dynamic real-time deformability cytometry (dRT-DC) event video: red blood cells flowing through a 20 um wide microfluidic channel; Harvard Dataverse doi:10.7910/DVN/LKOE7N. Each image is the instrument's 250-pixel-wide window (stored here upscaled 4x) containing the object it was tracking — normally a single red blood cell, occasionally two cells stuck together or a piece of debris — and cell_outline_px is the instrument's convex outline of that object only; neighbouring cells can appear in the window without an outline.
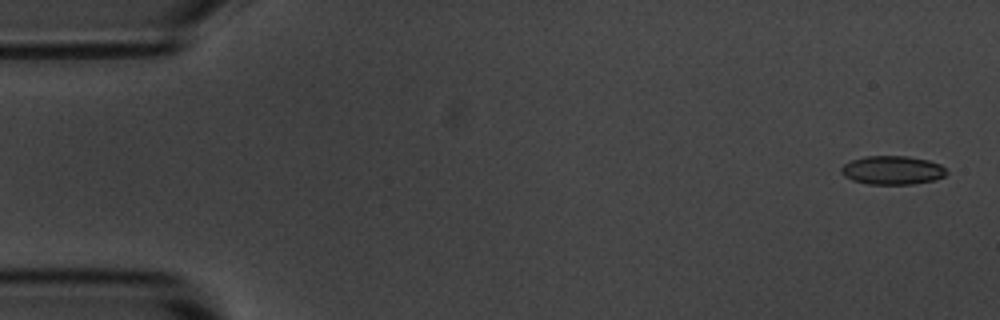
{"species": "common noctule bat (a hibernating species)", "species_latin": "Nyctalus noctula", "temperature_condition": "room temperature", "stored_images_in_passage": 6, "segment_of_instrument_passage": [1, 2], "camera_frame_rate_fps": 3000, "um_per_image_px": 0.085, "animal": {"sex": "male", "body_mass_g": 20.1, "forearm_length_mm": 53.5}, "frame": {"image": 1, "passage_image": 1, "time_ms": 0.0, "image_size_px": [1000, 320], "cell_outline_px": [[948, 172], [944, 176], [932, 180], [912, 184], [868, 184], [852, 180], [844, 176], [840, 172], [840, 168], [844, 164], [852, 160], [864, 156], [908, 156], [928, 160], [940, 164]], "centroid_in_image_um": [75.83, 14.46], "position_along_channel_um": 9.2, "area_um2": 17.57}}
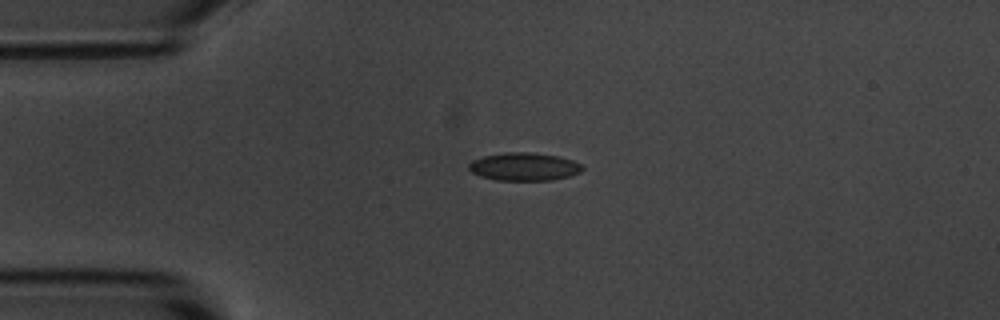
{"frame": {"image": 2, "passage_image": 4, "time_ms": 3.667, "image_size_px": [1000, 320], "cell_outline_px": [[584, 168], [580, 172], [568, 176], [552, 180], [496, 180], [480, 176], [472, 172], [468, 168], [468, 164], [472, 160], [484, 156], [508, 152], [528, 152], [560, 156], [572, 160], [580, 164]], "centroid_in_image_um": [44.54, 14.16], "position_along_channel_um": 40.5, "area_um2": 18.44}}